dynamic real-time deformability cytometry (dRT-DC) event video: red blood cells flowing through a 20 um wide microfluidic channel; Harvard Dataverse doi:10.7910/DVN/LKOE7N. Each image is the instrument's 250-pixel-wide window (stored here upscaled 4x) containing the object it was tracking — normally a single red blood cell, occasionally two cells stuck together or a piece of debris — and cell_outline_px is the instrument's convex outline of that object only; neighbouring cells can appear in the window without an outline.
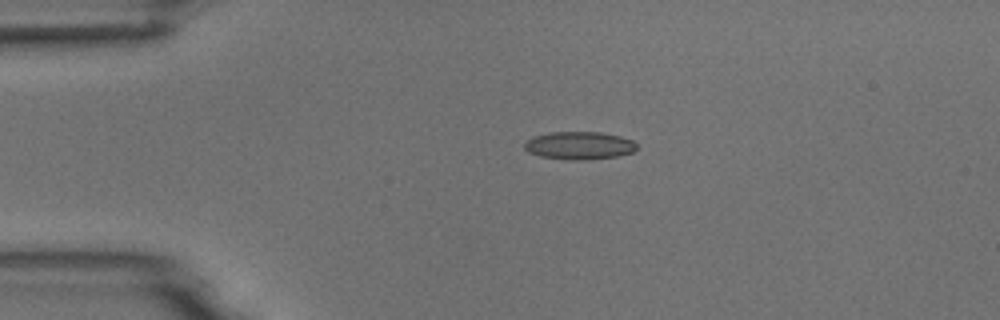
{"species": "common noctule bat (a hibernating species)", "species_latin": "Nyctalus noctula", "temperature_condition": "room temperature", "stored_images_in_passage": 6, "camera_frame_rate_fps": 3000, "um_per_image_px": 0.085, "animal": {"sex": "male", "body_mass_g": 18.8}, "frame": {"image": 1, "passage_image": 4, "time_ms": 3.667, "image_size_px": [1000, 320], "cell_outline_px": [[636, 148], [632, 152], [616, 156], [588, 160], [568, 160], [540, 156], [528, 152], [524, 148], [524, 144], [532, 136], [552, 132], [600, 132], [620, 136], [632, 140], [636, 144]], "centroid_in_image_um": [49.21, 12.37], "position_along_channel_um": 35.8, "area_um2": 18.21}}
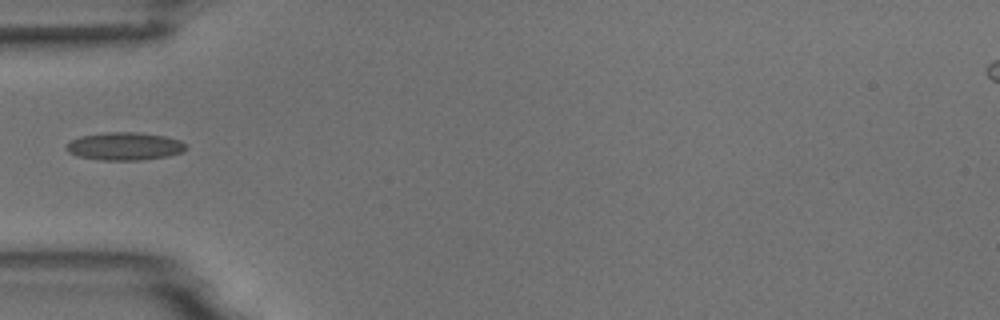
{"frame": {"image": 2, "passage_image": 6, "time_ms": 5.667, "image_size_px": [1000, 320], "cell_outline_px": [[188, 148], [184, 152], [168, 156], [140, 160], [100, 160], [76, 156], [68, 152], [64, 148], [72, 140], [80, 136], [104, 132], [136, 132], [164, 136], [180, 140]], "centroid_in_image_um": [10.59, 12.43], "position_along_channel_um": 74.4, "area_um2": 19.54}}